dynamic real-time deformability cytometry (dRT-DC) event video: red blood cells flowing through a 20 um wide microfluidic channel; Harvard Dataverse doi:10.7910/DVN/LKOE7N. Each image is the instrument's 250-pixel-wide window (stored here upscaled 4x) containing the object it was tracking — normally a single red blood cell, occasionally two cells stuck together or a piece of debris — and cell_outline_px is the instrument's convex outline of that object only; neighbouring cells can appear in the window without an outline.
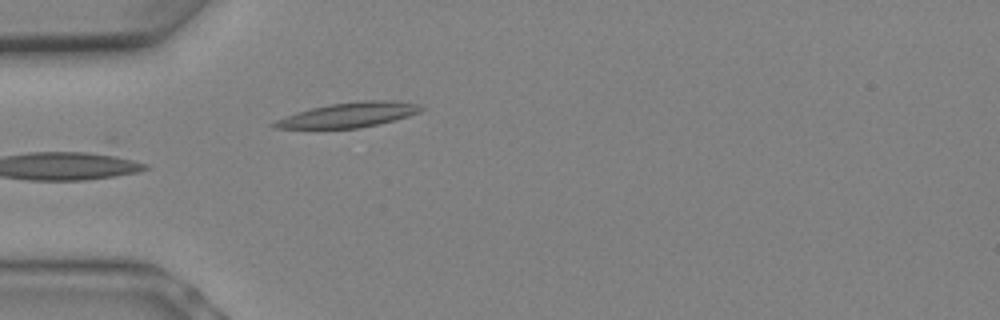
{"species": "Egyptian fruit bat (a non-hibernating species)", "species_latin": "Rousettus aegyptiacus", "temperature_condition": "warm", "stored_images_in_passage": 7, "camera_frame_rate_fps": 3000, "um_per_image_px": 0.085, "animal": {"sex": "female"}, "frame": {"image": 1, "passage_image": 7, "time_ms": 2.0, "image_size_px": [1000, 320], "cell_outline_px": [[424, 108], [420, 112], [408, 116], [380, 124], [360, 128], [276, 128], [268, 124], [276, 120], [312, 108], [332, 104], [364, 100], [396, 100], [420, 104]], "centroid_in_image_um": [29.72, 9.76], "position_along_channel_um": 55.3, "area_um2": 21.04}}